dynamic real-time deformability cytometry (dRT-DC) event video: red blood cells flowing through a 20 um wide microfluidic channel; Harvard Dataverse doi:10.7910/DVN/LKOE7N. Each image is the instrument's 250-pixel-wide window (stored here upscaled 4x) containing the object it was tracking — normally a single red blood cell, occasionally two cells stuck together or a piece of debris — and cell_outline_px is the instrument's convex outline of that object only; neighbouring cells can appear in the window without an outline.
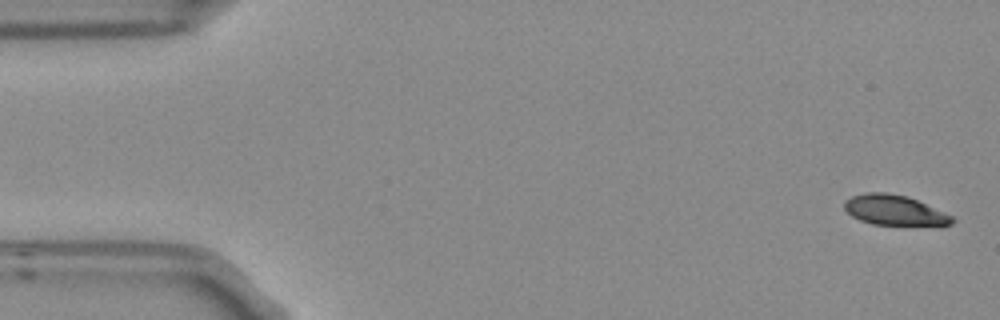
{"species": "Egyptian fruit bat (a non-hibernating species)", "species_latin": "Rousettus aegyptiacus", "temperature_condition": "room temperature", "stored_images_in_passage": 5, "camera_frame_rate_fps": 3000, "um_per_image_px": 0.085, "frame": {"image": 1, "passage_image": 1, "time_ms": 0.0, "image_size_px": [1000, 320], "cell_outline_px": [[956, 220], [952, 224], [872, 224], [860, 220], [852, 216], [844, 208], [844, 200], [852, 196], [864, 192], [888, 192], [908, 196], [952, 216]], "centroid_in_image_um": [75.97, 17.83], "position_along_channel_um": 9.0, "area_um2": 18.61}}
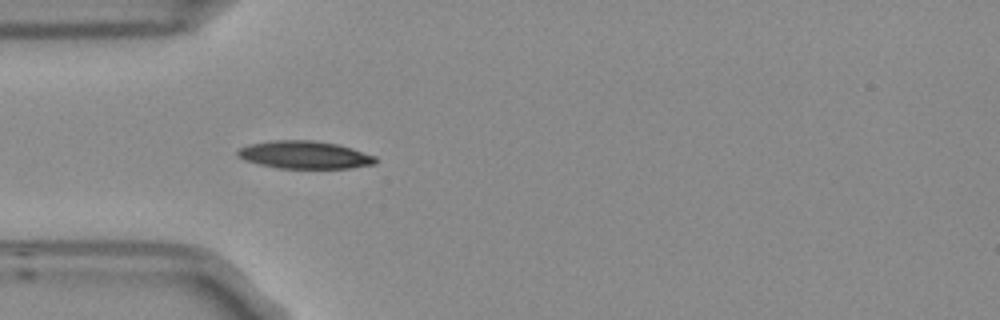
{"frame": {"image": 2, "passage_image": 5, "time_ms": 1.333, "image_size_px": [1000, 320], "cell_outline_px": [[376, 164], [348, 168], [276, 168], [244, 160], [236, 156], [236, 152], [240, 148], [248, 144], [272, 140], [312, 140], [336, 144], [352, 148], [376, 156]], "centroid_in_image_um": [25.86, 13.16], "position_along_channel_um": 59.1, "area_um2": 22.31}}